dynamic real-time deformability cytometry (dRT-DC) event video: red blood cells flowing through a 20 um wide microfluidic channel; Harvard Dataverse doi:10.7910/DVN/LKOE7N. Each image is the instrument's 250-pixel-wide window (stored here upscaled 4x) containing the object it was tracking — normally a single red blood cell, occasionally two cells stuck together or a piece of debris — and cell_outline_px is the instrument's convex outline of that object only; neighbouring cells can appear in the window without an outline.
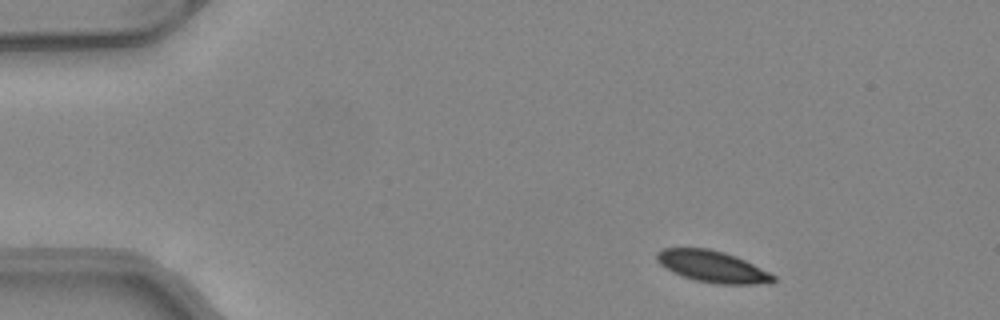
{"species": "common noctule bat (a hibernating species)", "species_latin": "Nyctalus noctula", "temperature_condition": "warm", "stored_images_in_passage": 45, "camera_frame_rate_fps": 3000, "um_per_image_px": 0.085, "animal": {"sex": "female", "body_mass_g": 24.6, "forearm_length_mm": 56.2}, "frame": {"image": 1, "passage_image": 3, "time_ms": 0.667, "image_size_px": [1000, 320], "cell_outline_px": [[776, 280], [768, 284], [716, 284], [696, 280], [672, 272], [660, 264], [656, 260], [656, 252], [664, 248], [708, 248], [724, 252], [736, 256], [776, 276]], "centroid_in_image_um": [60.55, 22.66], "position_along_channel_um": 24.4, "area_um2": 21.33}}
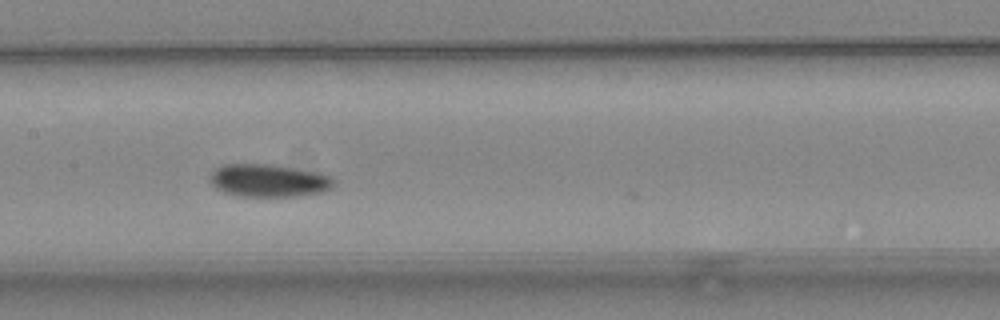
{"frame": {"image": 2, "passage_image": 21, "time_ms": 6.667, "image_size_px": [1000, 320], "cell_outline_px": [[336, 180], [332, 188], [324, 192], [304, 196], [236, 196], [224, 192], [216, 188], [208, 180], [208, 176], [216, 168], [224, 164], [272, 164], [316, 172], [332, 176]], "centroid_in_image_um": [22.85, 15.35], "position_along_channel_um": 184.5, "area_um2": 23.99}}
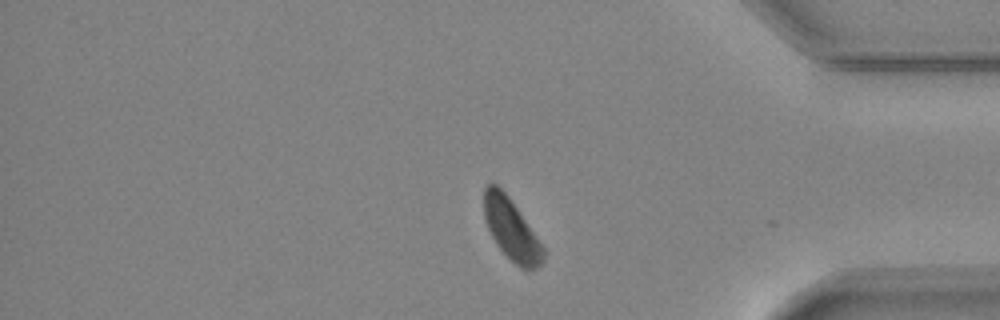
{"frame": {"image": 3, "passage_image": 38, "time_ms": 12.333, "image_size_px": [1000, 320], "cell_outline_px": [[544, 260], [536, 268], [520, 268], [496, 244], [488, 228], [484, 216], [484, 188], [488, 184], [496, 184], [508, 196], [544, 248]], "centroid_in_image_um": [43.44, 19.49], "position_along_channel_um": 391.8, "area_um2": 20.46}, "authors_computed_cell_mechanics": {"area_um2": 22.831, "velocity_mm_per_s": 4.0626, "shape_relaxation_time_tau1_ms": 2.7069, "shape_relaxation_time_tau2_ms": null, "deformation_change_tau1": 0.08, "deformation_change_tau2": null}}